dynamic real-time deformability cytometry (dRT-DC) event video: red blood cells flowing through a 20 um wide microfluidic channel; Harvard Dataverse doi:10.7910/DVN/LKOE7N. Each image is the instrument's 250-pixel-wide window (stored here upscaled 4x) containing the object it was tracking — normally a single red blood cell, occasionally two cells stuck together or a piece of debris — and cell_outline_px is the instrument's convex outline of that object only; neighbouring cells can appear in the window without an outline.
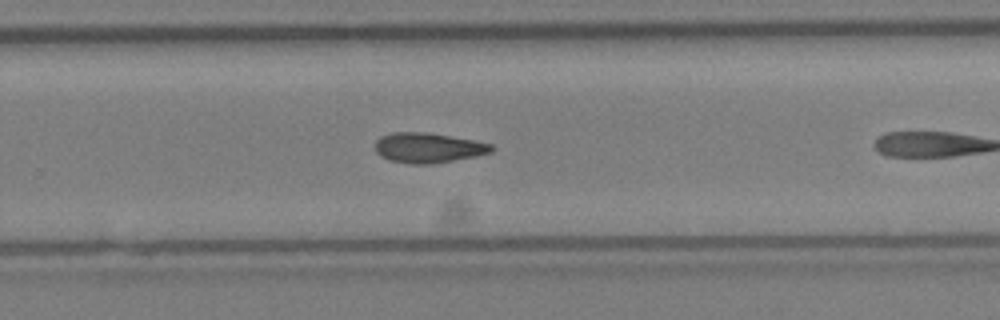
{"species": "Egyptian fruit bat (a non-hibernating species)", "species_latin": "Rousettus aegyptiacus", "temperature_condition": "cold", "stored_images_in_passage": 19, "camera_frame_rate_fps": 3000, "um_per_image_px": 0.085, "animal": {"sex": "female"}, "frame": {"image": 1, "passage_image": 16, "time_ms": 5.0, "image_size_px": [1000, 320], "cell_outline_px": [[496, 148], [492, 152], [476, 156], [428, 164], [416, 164], [388, 160], [380, 156], [376, 152], [376, 140], [380, 136], [392, 132], [428, 132], [472, 140], [492, 144]], "centroid_in_image_um": [36.38, 12.55], "position_along_channel_um": 293.4, "area_um2": 20.29}}